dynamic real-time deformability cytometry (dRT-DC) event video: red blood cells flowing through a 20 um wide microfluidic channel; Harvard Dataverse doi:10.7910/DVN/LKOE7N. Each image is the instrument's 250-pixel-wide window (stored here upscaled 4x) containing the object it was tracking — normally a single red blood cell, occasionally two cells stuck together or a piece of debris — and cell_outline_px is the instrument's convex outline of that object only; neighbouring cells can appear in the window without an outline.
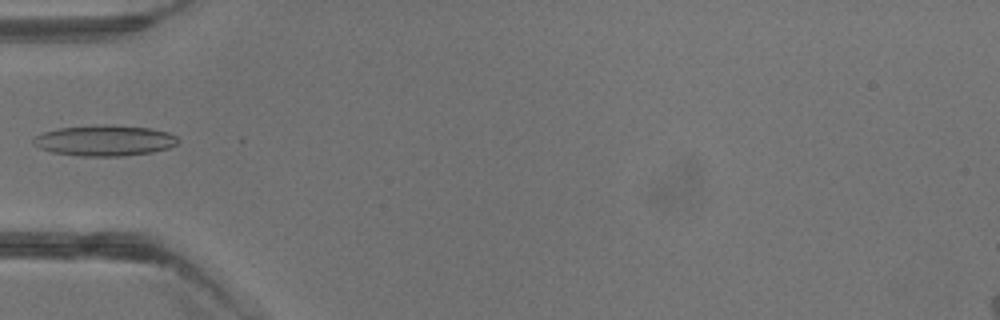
{"species": "common noctule bat (a hibernating species)", "species_latin": "Nyctalus noctula", "temperature_condition": "warm", "stored_images_in_passage": 5, "camera_frame_rate_fps": 3000, "um_per_image_px": 0.085, "animal": {"sex": "male", "body_mass_g": 13.3}, "frame": {"image": 1, "passage_image": 5, "time_ms": 5.333, "image_size_px": [1000, 320], "cell_outline_px": [[180, 140], [176, 144], [168, 148], [152, 152], [124, 156], [80, 156], [52, 152], [40, 148], [32, 144], [32, 140], [36, 136], [44, 132], [60, 128], [104, 124], [152, 128], [168, 132], [176, 136]], "centroid_in_image_um": [8.91, 11.94], "position_along_channel_um": 76.1, "area_um2": 25.95}}